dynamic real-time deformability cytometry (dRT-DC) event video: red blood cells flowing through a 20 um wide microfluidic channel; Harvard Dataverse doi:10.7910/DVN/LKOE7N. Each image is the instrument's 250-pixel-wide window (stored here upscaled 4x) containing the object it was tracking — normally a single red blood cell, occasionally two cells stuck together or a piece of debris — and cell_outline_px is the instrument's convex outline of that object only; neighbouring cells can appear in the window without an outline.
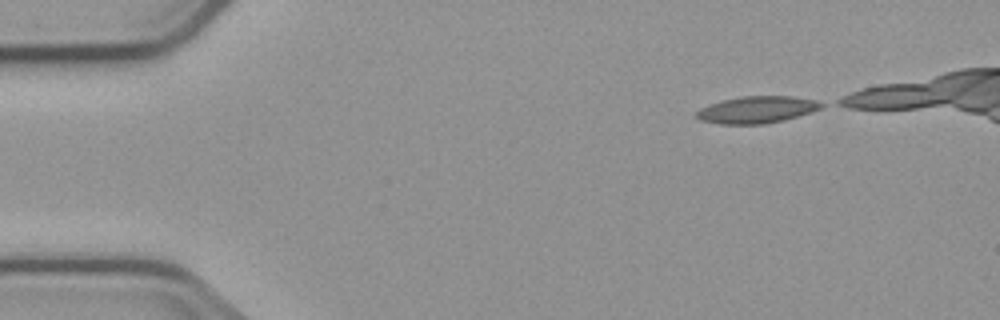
{"species": "common noctule bat (a hibernating species)", "species_latin": "Nyctalus noctula", "temperature_condition": "cold", "stored_images_in_passage": 6, "camera_frame_rate_fps": 3000, "um_per_image_px": 0.085, "animal": {"sex": "male", "body_mass_g": 23.1, "forearm_length_mm": 52.7}, "frame": {"image": 1, "passage_image": 1, "time_ms": 0.0, "image_size_px": [1000, 320], "cell_outline_px": [[828, 104], [812, 112], [784, 120], [764, 124], [720, 124], [700, 120], [692, 116], [700, 108], [708, 104], [724, 100], [744, 96], [792, 96], [816, 100]], "centroid_in_image_um": [64.33, 9.33], "position_along_channel_um": 20.7, "area_um2": 19.77}}